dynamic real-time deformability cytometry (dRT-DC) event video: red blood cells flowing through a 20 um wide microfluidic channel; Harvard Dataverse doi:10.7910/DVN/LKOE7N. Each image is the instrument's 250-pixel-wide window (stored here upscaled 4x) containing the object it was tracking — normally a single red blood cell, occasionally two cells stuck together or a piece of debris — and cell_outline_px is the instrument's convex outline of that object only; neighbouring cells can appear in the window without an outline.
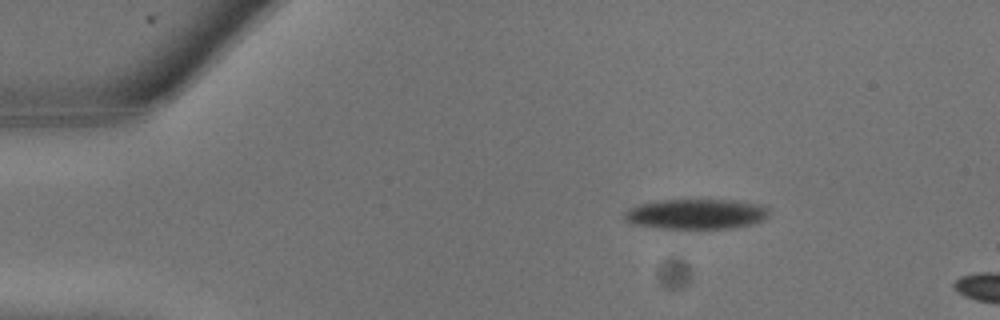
{"species": "common noctule bat (a hibernating species)", "species_latin": "Nyctalus noctula", "temperature_condition": "warm", "stored_images_in_passage": 3, "camera_frame_rate_fps": 3000, "um_per_image_px": 0.085, "animal": {"sex": "male", "body_mass_g": 13.3}, "frame": {"image": 1, "passage_image": 1, "time_ms": 0.0, "image_size_px": [1000, 320], "cell_outline_px": [[768, 216], [760, 220], [736, 228], [696, 232], [660, 228], [632, 224], [624, 220], [624, 212], [628, 208], [640, 204], [664, 200], [736, 200], [760, 204], [768, 208]], "centroid_in_image_um": [59.15, 18.24], "position_along_channel_um": 25.9, "area_um2": 26.36}}